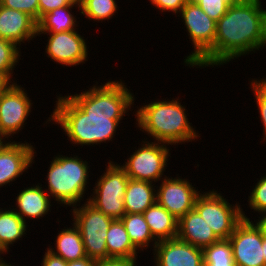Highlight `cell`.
Returning a JSON list of instances; mask_svg holds the SVG:
<instances>
[{
    "label": "cell",
    "mask_w": 266,
    "mask_h": 266,
    "mask_svg": "<svg viewBox=\"0 0 266 266\" xmlns=\"http://www.w3.org/2000/svg\"><path fill=\"white\" fill-rule=\"evenodd\" d=\"M177 238L201 249L220 240L195 209L178 220Z\"/></svg>",
    "instance_id": "obj_18"
},
{
    "label": "cell",
    "mask_w": 266,
    "mask_h": 266,
    "mask_svg": "<svg viewBox=\"0 0 266 266\" xmlns=\"http://www.w3.org/2000/svg\"><path fill=\"white\" fill-rule=\"evenodd\" d=\"M35 146L24 141H10L0 150V188L14 184L35 163Z\"/></svg>",
    "instance_id": "obj_14"
},
{
    "label": "cell",
    "mask_w": 266,
    "mask_h": 266,
    "mask_svg": "<svg viewBox=\"0 0 266 266\" xmlns=\"http://www.w3.org/2000/svg\"><path fill=\"white\" fill-rule=\"evenodd\" d=\"M179 98L156 99L148 104L145 100L144 105H137L135 127L152 138V141L171 146L198 140L201 135L188 121L186 105H182Z\"/></svg>",
    "instance_id": "obj_3"
},
{
    "label": "cell",
    "mask_w": 266,
    "mask_h": 266,
    "mask_svg": "<svg viewBox=\"0 0 266 266\" xmlns=\"http://www.w3.org/2000/svg\"><path fill=\"white\" fill-rule=\"evenodd\" d=\"M257 183L253 185L252 191L250 189V194L248 195V205L252 212H256L259 215L266 213V173L261 176L260 179L257 178Z\"/></svg>",
    "instance_id": "obj_29"
},
{
    "label": "cell",
    "mask_w": 266,
    "mask_h": 266,
    "mask_svg": "<svg viewBox=\"0 0 266 266\" xmlns=\"http://www.w3.org/2000/svg\"><path fill=\"white\" fill-rule=\"evenodd\" d=\"M262 248H264V258H265V263H266V238H263V244Z\"/></svg>",
    "instance_id": "obj_44"
},
{
    "label": "cell",
    "mask_w": 266,
    "mask_h": 266,
    "mask_svg": "<svg viewBox=\"0 0 266 266\" xmlns=\"http://www.w3.org/2000/svg\"><path fill=\"white\" fill-rule=\"evenodd\" d=\"M73 224L79 229L86 255L93 260L108 259L107 231L113 218L96 209L88 201L71 208Z\"/></svg>",
    "instance_id": "obj_6"
},
{
    "label": "cell",
    "mask_w": 266,
    "mask_h": 266,
    "mask_svg": "<svg viewBox=\"0 0 266 266\" xmlns=\"http://www.w3.org/2000/svg\"><path fill=\"white\" fill-rule=\"evenodd\" d=\"M45 250L44 255H42L43 258L41 259V266H67V261L53 254L47 248Z\"/></svg>",
    "instance_id": "obj_36"
},
{
    "label": "cell",
    "mask_w": 266,
    "mask_h": 266,
    "mask_svg": "<svg viewBox=\"0 0 266 266\" xmlns=\"http://www.w3.org/2000/svg\"><path fill=\"white\" fill-rule=\"evenodd\" d=\"M21 48L7 39L0 38V71L6 73L12 80L14 69L20 62Z\"/></svg>",
    "instance_id": "obj_28"
},
{
    "label": "cell",
    "mask_w": 266,
    "mask_h": 266,
    "mask_svg": "<svg viewBox=\"0 0 266 266\" xmlns=\"http://www.w3.org/2000/svg\"><path fill=\"white\" fill-rule=\"evenodd\" d=\"M153 238L159 242L177 238L178 219L162 207L157 201L143 213Z\"/></svg>",
    "instance_id": "obj_19"
},
{
    "label": "cell",
    "mask_w": 266,
    "mask_h": 266,
    "mask_svg": "<svg viewBox=\"0 0 266 266\" xmlns=\"http://www.w3.org/2000/svg\"><path fill=\"white\" fill-rule=\"evenodd\" d=\"M261 0L231 4L216 22L214 45L192 68L220 67L266 48V7ZM233 59V60H232Z\"/></svg>",
    "instance_id": "obj_2"
},
{
    "label": "cell",
    "mask_w": 266,
    "mask_h": 266,
    "mask_svg": "<svg viewBox=\"0 0 266 266\" xmlns=\"http://www.w3.org/2000/svg\"><path fill=\"white\" fill-rule=\"evenodd\" d=\"M71 224L70 227L61 228L60 232L58 230L54 247L51 244L47 247L50 252L67 262L87 257L80 231Z\"/></svg>",
    "instance_id": "obj_20"
},
{
    "label": "cell",
    "mask_w": 266,
    "mask_h": 266,
    "mask_svg": "<svg viewBox=\"0 0 266 266\" xmlns=\"http://www.w3.org/2000/svg\"><path fill=\"white\" fill-rule=\"evenodd\" d=\"M216 22L227 12L231 5L227 0H191Z\"/></svg>",
    "instance_id": "obj_31"
},
{
    "label": "cell",
    "mask_w": 266,
    "mask_h": 266,
    "mask_svg": "<svg viewBox=\"0 0 266 266\" xmlns=\"http://www.w3.org/2000/svg\"><path fill=\"white\" fill-rule=\"evenodd\" d=\"M123 199L126 213L142 214L156 202V185L129 178Z\"/></svg>",
    "instance_id": "obj_21"
},
{
    "label": "cell",
    "mask_w": 266,
    "mask_h": 266,
    "mask_svg": "<svg viewBox=\"0 0 266 266\" xmlns=\"http://www.w3.org/2000/svg\"><path fill=\"white\" fill-rule=\"evenodd\" d=\"M71 154L65 156L57 154L50 161L47 170L46 183L44 190L50 195L54 202L60 206L73 207L82 204L87 188L89 187L90 166L88 161L83 160L81 156ZM73 156V157H72ZM88 184V185H87Z\"/></svg>",
    "instance_id": "obj_4"
},
{
    "label": "cell",
    "mask_w": 266,
    "mask_h": 266,
    "mask_svg": "<svg viewBox=\"0 0 266 266\" xmlns=\"http://www.w3.org/2000/svg\"><path fill=\"white\" fill-rule=\"evenodd\" d=\"M64 6H80L77 0H39V19L56 8Z\"/></svg>",
    "instance_id": "obj_34"
},
{
    "label": "cell",
    "mask_w": 266,
    "mask_h": 266,
    "mask_svg": "<svg viewBox=\"0 0 266 266\" xmlns=\"http://www.w3.org/2000/svg\"><path fill=\"white\" fill-rule=\"evenodd\" d=\"M108 164V165H107ZM102 175L94 183L88 202L113 219H121L125 214L124 194L129 177L120 164L108 160Z\"/></svg>",
    "instance_id": "obj_5"
},
{
    "label": "cell",
    "mask_w": 266,
    "mask_h": 266,
    "mask_svg": "<svg viewBox=\"0 0 266 266\" xmlns=\"http://www.w3.org/2000/svg\"><path fill=\"white\" fill-rule=\"evenodd\" d=\"M73 7L78 8L77 12H80V6H64L44 14L37 21V33H60L79 29L78 18L71 10Z\"/></svg>",
    "instance_id": "obj_23"
},
{
    "label": "cell",
    "mask_w": 266,
    "mask_h": 266,
    "mask_svg": "<svg viewBox=\"0 0 266 266\" xmlns=\"http://www.w3.org/2000/svg\"><path fill=\"white\" fill-rule=\"evenodd\" d=\"M204 266H235L232 245L228 239L219 241L203 249Z\"/></svg>",
    "instance_id": "obj_27"
},
{
    "label": "cell",
    "mask_w": 266,
    "mask_h": 266,
    "mask_svg": "<svg viewBox=\"0 0 266 266\" xmlns=\"http://www.w3.org/2000/svg\"><path fill=\"white\" fill-rule=\"evenodd\" d=\"M15 196V204L12 209L25 221H35L51 212L52 202L50 195L43 189L41 183H36L19 190ZM16 205V206H15ZM16 207V208H14Z\"/></svg>",
    "instance_id": "obj_17"
},
{
    "label": "cell",
    "mask_w": 266,
    "mask_h": 266,
    "mask_svg": "<svg viewBox=\"0 0 266 266\" xmlns=\"http://www.w3.org/2000/svg\"><path fill=\"white\" fill-rule=\"evenodd\" d=\"M8 252L10 253V251L2 244V242L0 240V257L2 258L5 254L7 255Z\"/></svg>",
    "instance_id": "obj_41"
},
{
    "label": "cell",
    "mask_w": 266,
    "mask_h": 266,
    "mask_svg": "<svg viewBox=\"0 0 266 266\" xmlns=\"http://www.w3.org/2000/svg\"><path fill=\"white\" fill-rule=\"evenodd\" d=\"M10 142L9 139H7L1 132H0V150L8 143Z\"/></svg>",
    "instance_id": "obj_40"
},
{
    "label": "cell",
    "mask_w": 266,
    "mask_h": 266,
    "mask_svg": "<svg viewBox=\"0 0 266 266\" xmlns=\"http://www.w3.org/2000/svg\"><path fill=\"white\" fill-rule=\"evenodd\" d=\"M80 16L83 15L89 21H109L118 13L119 7L116 0H79Z\"/></svg>",
    "instance_id": "obj_26"
},
{
    "label": "cell",
    "mask_w": 266,
    "mask_h": 266,
    "mask_svg": "<svg viewBox=\"0 0 266 266\" xmlns=\"http://www.w3.org/2000/svg\"><path fill=\"white\" fill-rule=\"evenodd\" d=\"M178 14L194 48L184 57L183 65L191 68L214 45L216 21L191 0L186 2Z\"/></svg>",
    "instance_id": "obj_9"
},
{
    "label": "cell",
    "mask_w": 266,
    "mask_h": 266,
    "mask_svg": "<svg viewBox=\"0 0 266 266\" xmlns=\"http://www.w3.org/2000/svg\"><path fill=\"white\" fill-rule=\"evenodd\" d=\"M188 0H149L152 6L160 10V12H173V15L178 13L185 6Z\"/></svg>",
    "instance_id": "obj_33"
},
{
    "label": "cell",
    "mask_w": 266,
    "mask_h": 266,
    "mask_svg": "<svg viewBox=\"0 0 266 266\" xmlns=\"http://www.w3.org/2000/svg\"><path fill=\"white\" fill-rule=\"evenodd\" d=\"M119 80L109 79L100 83L102 85L96 80L89 90L64 96L59 94L45 126L50 122L60 126L72 146L95 147L109 143L136 100L126 83Z\"/></svg>",
    "instance_id": "obj_1"
},
{
    "label": "cell",
    "mask_w": 266,
    "mask_h": 266,
    "mask_svg": "<svg viewBox=\"0 0 266 266\" xmlns=\"http://www.w3.org/2000/svg\"><path fill=\"white\" fill-rule=\"evenodd\" d=\"M145 138L139 144L138 149L126 158L120 166L126 171L130 179L157 183L167 177L166 168L169 165L170 145L156 141H148ZM145 140V141H144Z\"/></svg>",
    "instance_id": "obj_8"
},
{
    "label": "cell",
    "mask_w": 266,
    "mask_h": 266,
    "mask_svg": "<svg viewBox=\"0 0 266 266\" xmlns=\"http://www.w3.org/2000/svg\"><path fill=\"white\" fill-rule=\"evenodd\" d=\"M137 260H130L124 258H109L103 260H96L95 266H137Z\"/></svg>",
    "instance_id": "obj_35"
},
{
    "label": "cell",
    "mask_w": 266,
    "mask_h": 266,
    "mask_svg": "<svg viewBox=\"0 0 266 266\" xmlns=\"http://www.w3.org/2000/svg\"><path fill=\"white\" fill-rule=\"evenodd\" d=\"M121 221L125 226L132 244L140 252H143L149 247H151L150 250H154L158 242L153 238L143 214L126 213L121 218Z\"/></svg>",
    "instance_id": "obj_25"
},
{
    "label": "cell",
    "mask_w": 266,
    "mask_h": 266,
    "mask_svg": "<svg viewBox=\"0 0 266 266\" xmlns=\"http://www.w3.org/2000/svg\"><path fill=\"white\" fill-rule=\"evenodd\" d=\"M255 80L266 90V77H262V79H256Z\"/></svg>",
    "instance_id": "obj_42"
},
{
    "label": "cell",
    "mask_w": 266,
    "mask_h": 266,
    "mask_svg": "<svg viewBox=\"0 0 266 266\" xmlns=\"http://www.w3.org/2000/svg\"><path fill=\"white\" fill-rule=\"evenodd\" d=\"M96 260L85 257L80 260L68 261L67 266H95Z\"/></svg>",
    "instance_id": "obj_38"
},
{
    "label": "cell",
    "mask_w": 266,
    "mask_h": 266,
    "mask_svg": "<svg viewBox=\"0 0 266 266\" xmlns=\"http://www.w3.org/2000/svg\"><path fill=\"white\" fill-rule=\"evenodd\" d=\"M230 4H242L251 0H227Z\"/></svg>",
    "instance_id": "obj_43"
},
{
    "label": "cell",
    "mask_w": 266,
    "mask_h": 266,
    "mask_svg": "<svg viewBox=\"0 0 266 266\" xmlns=\"http://www.w3.org/2000/svg\"><path fill=\"white\" fill-rule=\"evenodd\" d=\"M13 81V82H12ZM16 80H12L6 73L0 71V95L3 94Z\"/></svg>",
    "instance_id": "obj_37"
},
{
    "label": "cell",
    "mask_w": 266,
    "mask_h": 266,
    "mask_svg": "<svg viewBox=\"0 0 266 266\" xmlns=\"http://www.w3.org/2000/svg\"><path fill=\"white\" fill-rule=\"evenodd\" d=\"M243 220L228 240L232 245L235 266H266L261 230L242 210Z\"/></svg>",
    "instance_id": "obj_10"
},
{
    "label": "cell",
    "mask_w": 266,
    "mask_h": 266,
    "mask_svg": "<svg viewBox=\"0 0 266 266\" xmlns=\"http://www.w3.org/2000/svg\"><path fill=\"white\" fill-rule=\"evenodd\" d=\"M0 5L23 11L36 21L39 20V0H0Z\"/></svg>",
    "instance_id": "obj_32"
},
{
    "label": "cell",
    "mask_w": 266,
    "mask_h": 266,
    "mask_svg": "<svg viewBox=\"0 0 266 266\" xmlns=\"http://www.w3.org/2000/svg\"><path fill=\"white\" fill-rule=\"evenodd\" d=\"M0 266H15V265H13V263L10 264V262L7 263V261L4 260V261L0 264Z\"/></svg>",
    "instance_id": "obj_45"
},
{
    "label": "cell",
    "mask_w": 266,
    "mask_h": 266,
    "mask_svg": "<svg viewBox=\"0 0 266 266\" xmlns=\"http://www.w3.org/2000/svg\"><path fill=\"white\" fill-rule=\"evenodd\" d=\"M37 35V21L29 14L0 5V38L14 42L18 47L31 42Z\"/></svg>",
    "instance_id": "obj_16"
},
{
    "label": "cell",
    "mask_w": 266,
    "mask_h": 266,
    "mask_svg": "<svg viewBox=\"0 0 266 266\" xmlns=\"http://www.w3.org/2000/svg\"><path fill=\"white\" fill-rule=\"evenodd\" d=\"M28 226L30 225H27L11 207H0V240L9 251L14 243L27 235Z\"/></svg>",
    "instance_id": "obj_24"
},
{
    "label": "cell",
    "mask_w": 266,
    "mask_h": 266,
    "mask_svg": "<svg viewBox=\"0 0 266 266\" xmlns=\"http://www.w3.org/2000/svg\"><path fill=\"white\" fill-rule=\"evenodd\" d=\"M32 101L27 90L17 82L0 95V132L10 141L26 126L33 110Z\"/></svg>",
    "instance_id": "obj_11"
},
{
    "label": "cell",
    "mask_w": 266,
    "mask_h": 266,
    "mask_svg": "<svg viewBox=\"0 0 266 266\" xmlns=\"http://www.w3.org/2000/svg\"><path fill=\"white\" fill-rule=\"evenodd\" d=\"M250 83V87L251 88V92H253L254 94V98L256 102L255 104H257L258 109L259 110V117H260V121L261 124L263 126V132L262 134L264 136H262V138H260L261 140L263 139V142H266V90L254 79H252L251 81H249Z\"/></svg>",
    "instance_id": "obj_30"
},
{
    "label": "cell",
    "mask_w": 266,
    "mask_h": 266,
    "mask_svg": "<svg viewBox=\"0 0 266 266\" xmlns=\"http://www.w3.org/2000/svg\"><path fill=\"white\" fill-rule=\"evenodd\" d=\"M253 222L261 230L263 238H266V213L260 214Z\"/></svg>",
    "instance_id": "obj_39"
},
{
    "label": "cell",
    "mask_w": 266,
    "mask_h": 266,
    "mask_svg": "<svg viewBox=\"0 0 266 266\" xmlns=\"http://www.w3.org/2000/svg\"><path fill=\"white\" fill-rule=\"evenodd\" d=\"M189 181L178 174L174 178L168 175L156 185V201L178 220L194 209L196 198L202 192Z\"/></svg>",
    "instance_id": "obj_12"
},
{
    "label": "cell",
    "mask_w": 266,
    "mask_h": 266,
    "mask_svg": "<svg viewBox=\"0 0 266 266\" xmlns=\"http://www.w3.org/2000/svg\"><path fill=\"white\" fill-rule=\"evenodd\" d=\"M4 260H5L4 258H1V257H0V264H1Z\"/></svg>",
    "instance_id": "obj_46"
},
{
    "label": "cell",
    "mask_w": 266,
    "mask_h": 266,
    "mask_svg": "<svg viewBox=\"0 0 266 266\" xmlns=\"http://www.w3.org/2000/svg\"><path fill=\"white\" fill-rule=\"evenodd\" d=\"M152 253L153 266H204L203 249L179 238L159 241Z\"/></svg>",
    "instance_id": "obj_15"
},
{
    "label": "cell",
    "mask_w": 266,
    "mask_h": 266,
    "mask_svg": "<svg viewBox=\"0 0 266 266\" xmlns=\"http://www.w3.org/2000/svg\"><path fill=\"white\" fill-rule=\"evenodd\" d=\"M79 30L64 31L60 33H37L48 35L45 53L54 63L63 66L74 67L88 61L89 47L84 36L78 33ZM89 54V55H88Z\"/></svg>",
    "instance_id": "obj_13"
},
{
    "label": "cell",
    "mask_w": 266,
    "mask_h": 266,
    "mask_svg": "<svg viewBox=\"0 0 266 266\" xmlns=\"http://www.w3.org/2000/svg\"><path fill=\"white\" fill-rule=\"evenodd\" d=\"M222 193L214 188L201 192L196 198L194 209L206 221L219 239H228L236 226L244 219L242 205L230 204Z\"/></svg>",
    "instance_id": "obj_7"
},
{
    "label": "cell",
    "mask_w": 266,
    "mask_h": 266,
    "mask_svg": "<svg viewBox=\"0 0 266 266\" xmlns=\"http://www.w3.org/2000/svg\"><path fill=\"white\" fill-rule=\"evenodd\" d=\"M106 245L109 258L139 260L140 251L132 244L121 219H114L107 231Z\"/></svg>",
    "instance_id": "obj_22"
}]
</instances>
